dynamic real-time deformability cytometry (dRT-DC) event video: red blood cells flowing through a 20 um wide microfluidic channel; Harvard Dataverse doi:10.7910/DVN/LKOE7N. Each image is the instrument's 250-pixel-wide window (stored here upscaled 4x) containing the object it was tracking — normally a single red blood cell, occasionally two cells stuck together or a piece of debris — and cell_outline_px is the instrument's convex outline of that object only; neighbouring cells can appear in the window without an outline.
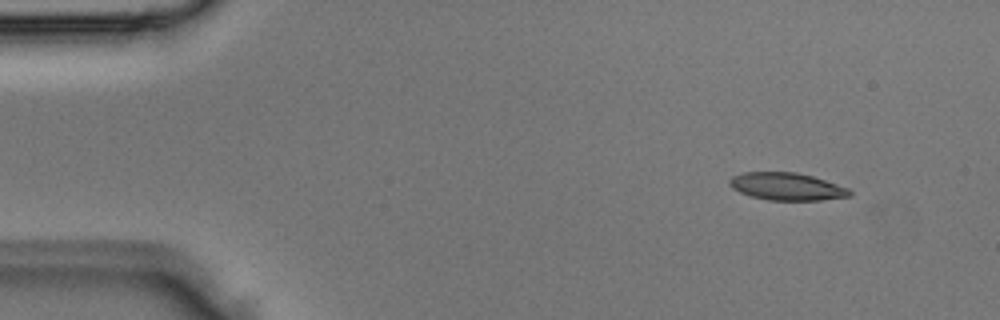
{"species": "Egyptian fruit bat (a non-hibernating species)", "species_latin": "Rousettus aegyptiacus", "temperature_condition": "room temperature", "stored_images_in_passage": 2, "camera_frame_rate_fps": 3000, "um_per_image_px": 0.085, "animal": {"sex": "male"}, "frame": {"image": 1, "passage_image": 1, "time_ms": 0.0, "image_size_px": [1000, 320], "cell_outline_px": [[852, 196], [820, 200], [768, 200], [752, 196], [740, 192], [732, 188], [728, 184], [728, 180], [732, 176], [744, 172], [796, 172], [812, 176], [848, 188], [852, 192]], "centroid_in_image_um": [66.86, 15.85], "position_along_channel_um": 18.1, "area_um2": 19.19}}